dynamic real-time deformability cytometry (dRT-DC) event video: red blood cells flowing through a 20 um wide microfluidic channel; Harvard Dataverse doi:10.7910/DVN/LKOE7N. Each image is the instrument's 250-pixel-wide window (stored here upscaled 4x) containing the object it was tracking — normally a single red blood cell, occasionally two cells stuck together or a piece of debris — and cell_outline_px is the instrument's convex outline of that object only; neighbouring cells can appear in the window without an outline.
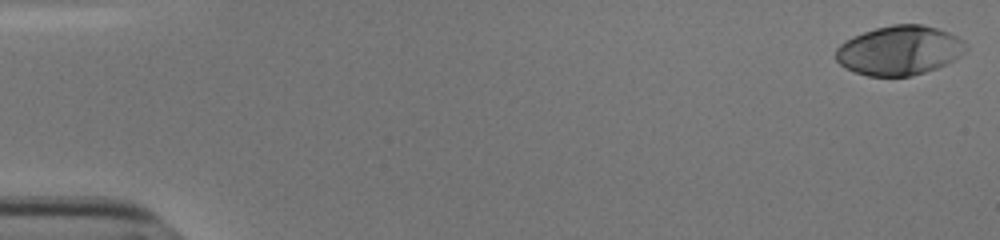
{"species": "human", "species_latin": "Homo sapiens", "temperature_condition": "cold", "stored_images_in_passage": 44, "camera_frame_rate_fps": 3000, "um_per_image_px": 0.085, "donor": {"sex": "male"}, "frame": {"image": 1, "passage_image": 1, "time_ms": 0.0, "image_size_px": [1000, 240], "cell_outline_px": [[968, 48], [960, 56], [936, 68], [912, 76], [868, 76], [844, 68], [836, 60], [836, 48], [844, 40], [852, 36], [876, 28], [892, 24], [920, 24], [936, 28], [948, 32], [964, 40], [968, 44]], "centroid_in_image_um": [76.44, 4.28], "position_along_channel_um": 8.6, "area_um2": 37.45}}
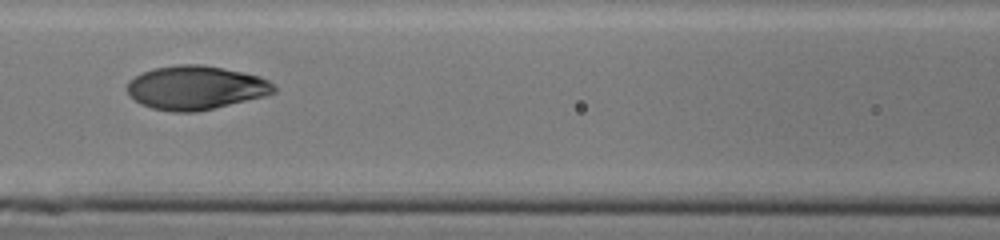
{"frame": {"image": 2, "passage_image": 25, "time_ms": 8.0, "image_size_px": [1000, 240], "cell_outline_px": [[276, 92], [264, 96], [196, 112], [172, 112], [152, 108], [140, 104], [124, 88], [128, 80], [152, 68], [176, 64], [200, 64], [224, 68], [244, 72], [260, 76], [276, 84]], "centroid_in_image_um": [16.63, 7.44], "position_along_channel_um": 150.0, "area_um2": 37.69}}
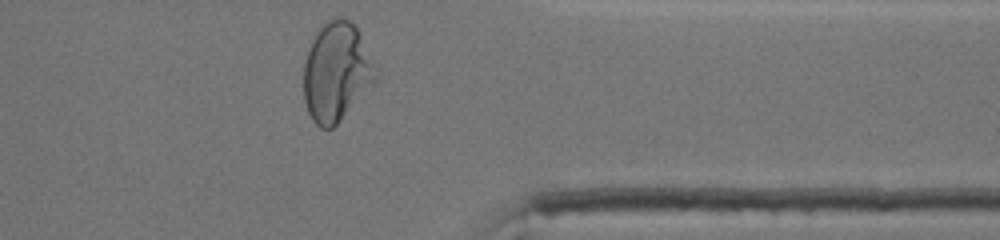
{"frame": {"image": 3, "passage_image": 44, "time_ms": 14.333, "image_size_px": [1000, 240], "cell_outline_px": [[376, 84], [332, 128], [320, 128], [312, 120], [308, 112], [304, 100], [304, 60], [308, 48], [312, 40], [320, 28], [324, 24], [336, 16], [340, 16], [348, 20], [356, 28], [360, 36], [372, 64], [376, 80]], "centroid_in_image_um": [28.56, 6.16], "position_along_channel_um": 382.8, "area_um2": 40.86}, "authors_computed_cell_mechanics": {"area_um2": 37.281, "velocity_mm_per_s": 3.8053, "shape_relaxation_time_tau1_ms": 3.7728, "shape_relaxation_time_tau2_ms": null, "deformation_change_tau1": 0.2069, "deformation_change_tau2": null}}